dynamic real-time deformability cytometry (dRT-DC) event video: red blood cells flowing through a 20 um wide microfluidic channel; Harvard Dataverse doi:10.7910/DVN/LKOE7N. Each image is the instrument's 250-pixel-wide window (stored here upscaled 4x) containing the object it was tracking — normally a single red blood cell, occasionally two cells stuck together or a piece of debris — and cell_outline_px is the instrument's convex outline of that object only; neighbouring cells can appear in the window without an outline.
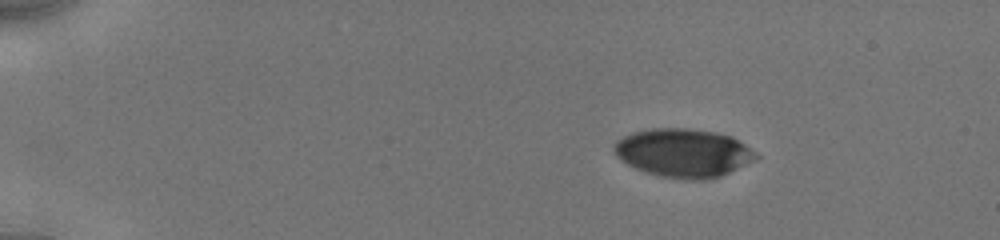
{"species": "human", "species_latin": "Homo sapiens", "temperature_condition": "cold", "stored_images_in_passage": 27, "camera_frame_rate_fps": 3000, "um_per_image_px": 0.085, "donor": {"sex": "male"}, "frame": {"image": 1, "passage_image": 1, "time_ms": 0.0, "image_size_px": [1000, 240], "cell_outline_px": [[760, 156], [756, 160], [720, 176], [708, 180], [684, 180], [660, 176], [644, 172], [628, 164], [612, 148], [616, 140], [632, 132], [652, 128], [688, 128], [716, 132], [732, 136], [756, 152]], "centroid_in_image_um": [58.12, 13.0], "position_along_channel_um": 26.9, "area_um2": 40.17}}
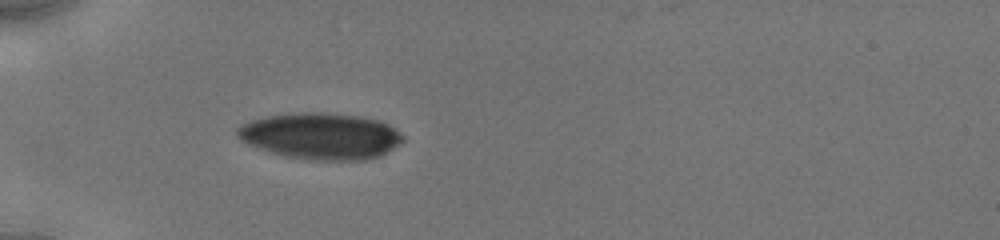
{"frame": {"image": 2, "passage_image": 23, "time_ms": 3.0, "image_size_px": [1000, 240], "cell_outline_px": [[404, 140], [388, 152], [380, 156], [368, 160], [308, 160], [284, 156], [248, 144], [240, 140], [236, 136], [236, 128], [240, 124], [252, 120], [268, 116], [300, 112], [324, 112], [356, 116], [380, 120], [396, 128], [404, 136]], "centroid_in_image_um": [27.28, 11.57], "position_along_channel_um": 57.7, "area_um2": 45.03}}